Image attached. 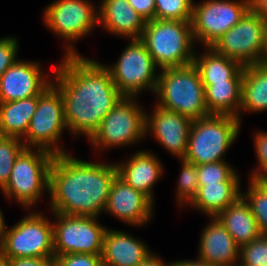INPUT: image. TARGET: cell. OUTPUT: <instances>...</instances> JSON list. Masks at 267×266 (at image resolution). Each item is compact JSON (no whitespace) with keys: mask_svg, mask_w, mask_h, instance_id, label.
<instances>
[{"mask_svg":"<svg viewBox=\"0 0 267 266\" xmlns=\"http://www.w3.org/2000/svg\"><path fill=\"white\" fill-rule=\"evenodd\" d=\"M62 58L52 66V83L63 98L68 132L73 137L81 135L89 140L123 95L104 63L83 55Z\"/></svg>","mask_w":267,"mask_h":266,"instance_id":"obj_1","label":"cell"},{"mask_svg":"<svg viewBox=\"0 0 267 266\" xmlns=\"http://www.w3.org/2000/svg\"><path fill=\"white\" fill-rule=\"evenodd\" d=\"M55 155L49 171V207L65 215L100 217L118 176L116 163Z\"/></svg>","mask_w":267,"mask_h":266,"instance_id":"obj_2","label":"cell"},{"mask_svg":"<svg viewBox=\"0 0 267 266\" xmlns=\"http://www.w3.org/2000/svg\"><path fill=\"white\" fill-rule=\"evenodd\" d=\"M154 95L156 105L191 120L210 115L205 102V87L194 63L160 70Z\"/></svg>","mask_w":267,"mask_h":266,"instance_id":"obj_3","label":"cell"},{"mask_svg":"<svg viewBox=\"0 0 267 266\" xmlns=\"http://www.w3.org/2000/svg\"><path fill=\"white\" fill-rule=\"evenodd\" d=\"M140 40L162 70L193 63L196 44L191 21H146Z\"/></svg>","mask_w":267,"mask_h":266,"instance_id":"obj_4","label":"cell"},{"mask_svg":"<svg viewBox=\"0 0 267 266\" xmlns=\"http://www.w3.org/2000/svg\"><path fill=\"white\" fill-rule=\"evenodd\" d=\"M55 155L39 148H24L15 160L6 186L1 190L7 200L28 212L49 193V171Z\"/></svg>","mask_w":267,"mask_h":266,"instance_id":"obj_5","label":"cell"},{"mask_svg":"<svg viewBox=\"0 0 267 266\" xmlns=\"http://www.w3.org/2000/svg\"><path fill=\"white\" fill-rule=\"evenodd\" d=\"M242 123L230 115L210 114L192 122L185 160L196 165L226 161V151L237 139Z\"/></svg>","mask_w":267,"mask_h":266,"instance_id":"obj_6","label":"cell"},{"mask_svg":"<svg viewBox=\"0 0 267 266\" xmlns=\"http://www.w3.org/2000/svg\"><path fill=\"white\" fill-rule=\"evenodd\" d=\"M138 97L123 96L103 118L100 127L89 139L96 152L139 144L146 138L145 109Z\"/></svg>","mask_w":267,"mask_h":266,"instance_id":"obj_7","label":"cell"},{"mask_svg":"<svg viewBox=\"0 0 267 266\" xmlns=\"http://www.w3.org/2000/svg\"><path fill=\"white\" fill-rule=\"evenodd\" d=\"M43 12L44 25L64 41V56L81 55L74 44L99 26L98 5L90 0H54Z\"/></svg>","mask_w":267,"mask_h":266,"instance_id":"obj_8","label":"cell"},{"mask_svg":"<svg viewBox=\"0 0 267 266\" xmlns=\"http://www.w3.org/2000/svg\"><path fill=\"white\" fill-rule=\"evenodd\" d=\"M68 130L60 90L51 83L39 96L26 135L21 139L26 148H39L53 155L70 153L62 147L61 137Z\"/></svg>","mask_w":267,"mask_h":266,"instance_id":"obj_9","label":"cell"},{"mask_svg":"<svg viewBox=\"0 0 267 266\" xmlns=\"http://www.w3.org/2000/svg\"><path fill=\"white\" fill-rule=\"evenodd\" d=\"M0 254L4 258L55 257L52 220L33 208L13 226L7 225Z\"/></svg>","mask_w":267,"mask_h":266,"instance_id":"obj_10","label":"cell"},{"mask_svg":"<svg viewBox=\"0 0 267 266\" xmlns=\"http://www.w3.org/2000/svg\"><path fill=\"white\" fill-rule=\"evenodd\" d=\"M128 43L117 62L104 64L105 67L123 96L138 97L145 91L154 94L160 69L140 39H130Z\"/></svg>","mask_w":267,"mask_h":266,"instance_id":"obj_11","label":"cell"},{"mask_svg":"<svg viewBox=\"0 0 267 266\" xmlns=\"http://www.w3.org/2000/svg\"><path fill=\"white\" fill-rule=\"evenodd\" d=\"M54 216V256L64 254L102 255L103 238L108 227L99 223V218L65 215L50 212Z\"/></svg>","mask_w":267,"mask_h":266,"instance_id":"obj_12","label":"cell"},{"mask_svg":"<svg viewBox=\"0 0 267 266\" xmlns=\"http://www.w3.org/2000/svg\"><path fill=\"white\" fill-rule=\"evenodd\" d=\"M193 2L192 34L196 45L211 47L235 26L250 9L249 0H204Z\"/></svg>","mask_w":267,"mask_h":266,"instance_id":"obj_13","label":"cell"},{"mask_svg":"<svg viewBox=\"0 0 267 266\" xmlns=\"http://www.w3.org/2000/svg\"><path fill=\"white\" fill-rule=\"evenodd\" d=\"M266 22L250 9L242 19L211 47L242 66L261 63Z\"/></svg>","mask_w":267,"mask_h":266,"instance_id":"obj_14","label":"cell"},{"mask_svg":"<svg viewBox=\"0 0 267 266\" xmlns=\"http://www.w3.org/2000/svg\"><path fill=\"white\" fill-rule=\"evenodd\" d=\"M153 106L152 113H146V136H153L168 153L184 159L193 120L156 104Z\"/></svg>","mask_w":267,"mask_h":266,"instance_id":"obj_15","label":"cell"},{"mask_svg":"<svg viewBox=\"0 0 267 266\" xmlns=\"http://www.w3.org/2000/svg\"><path fill=\"white\" fill-rule=\"evenodd\" d=\"M43 69L35 60L17 59L0 77V102L39 96L53 80Z\"/></svg>","mask_w":267,"mask_h":266,"instance_id":"obj_16","label":"cell"},{"mask_svg":"<svg viewBox=\"0 0 267 266\" xmlns=\"http://www.w3.org/2000/svg\"><path fill=\"white\" fill-rule=\"evenodd\" d=\"M154 203L117 176L112 184L104 212L130 226L145 227L154 213Z\"/></svg>","mask_w":267,"mask_h":266,"instance_id":"obj_17","label":"cell"},{"mask_svg":"<svg viewBox=\"0 0 267 266\" xmlns=\"http://www.w3.org/2000/svg\"><path fill=\"white\" fill-rule=\"evenodd\" d=\"M162 161L150 150L136 151L128 160L116 162L118 176L155 203L153 188L164 175Z\"/></svg>","mask_w":267,"mask_h":266,"instance_id":"obj_18","label":"cell"},{"mask_svg":"<svg viewBox=\"0 0 267 266\" xmlns=\"http://www.w3.org/2000/svg\"><path fill=\"white\" fill-rule=\"evenodd\" d=\"M201 233L197 259L218 266H238L240 247L216 217H210Z\"/></svg>","mask_w":267,"mask_h":266,"instance_id":"obj_19","label":"cell"},{"mask_svg":"<svg viewBox=\"0 0 267 266\" xmlns=\"http://www.w3.org/2000/svg\"><path fill=\"white\" fill-rule=\"evenodd\" d=\"M98 6L99 26L112 36L140 39L146 21L129 4L128 0H100Z\"/></svg>","mask_w":267,"mask_h":266,"instance_id":"obj_20","label":"cell"},{"mask_svg":"<svg viewBox=\"0 0 267 266\" xmlns=\"http://www.w3.org/2000/svg\"><path fill=\"white\" fill-rule=\"evenodd\" d=\"M140 238L107 228L103 238V266H137L153 251ZM149 247V248H148Z\"/></svg>","mask_w":267,"mask_h":266,"instance_id":"obj_21","label":"cell"},{"mask_svg":"<svg viewBox=\"0 0 267 266\" xmlns=\"http://www.w3.org/2000/svg\"><path fill=\"white\" fill-rule=\"evenodd\" d=\"M216 218L239 247L252 242L261 235L249 204L242 196L222 210Z\"/></svg>","mask_w":267,"mask_h":266,"instance_id":"obj_22","label":"cell"},{"mask_svg":"<svg viewBox=\"0 0 267 266\" xmlns=\"http://www.w3.org/2000/svg\"><path fill=\"white\" fill-rule=\"evenodd\" d=\"M241 185V182H221L199 186L197 195L188 205L208 218L216 217L241 196Z\"/></svg>","mask_w":267,"mask_h":266,"instance_id":"obj_23","label":"cell"},{"mask_svg":"<svg viewBox=\"0 0 267 266\" xmlns=\"http://www.w3.org/2000/svg\"><path fill=\"white\" fill-rule=\"evenodd\" d=\"M202 49L204 51L201 54L196 50L193 61L202 82L242 80L244 66L238 61L217 53L212 47H202Z\"/></svg>","mask_w":267,"mask_h":266,"instance_id":"obj_24","label":"cell"},{"mask_svg":"<svg viewBox=\"0 0 267 266\" xmlns=\"http://www.w3.org/2000/svg\"><path fill=\"white\" fill-rule=\"evenodd\" d=\"M267 111V65L258 63L244 66L242 78L241 108L242 113H258Z\"/></svg>","mask_w":267,"mask_h":266,"instance_id":"obj_25","label":"cell"},{"mask_svg":"<svg viewBox=\"0 0 267 266\" xmlns=\"http://www.w3.org/2000/svg\"><path fill=\"white\" fill-rule=\"evenodd\" d=\"M202 83L205 87V102L209 114L239 117L242 80Z\"/></svg>","mask_w":267,"mask_h":266,"instance_id":"obj_26","label":"cell"},{"mask_svg":"<svg viewBox=\"0 0 267 266\" xmlns=\"http://www.w3.org/2000/svg\"><path fill=\"white\" fill-rule=\"evenodd\" d=\"M38 106V96L0 102V136L22 139Z\"/></svg>","mask_w":267,"mask_h":266,"instance_id":"obj_27","label":"cell"},{"mask_svg":"<svg viewBox=\"0 0 267 266\" xmlns=\"http://www.w3.org/2000/svg\"><path fill=\"white\" fill-rule=\"evenodd\" d=\"M248 179V188L241 196L249 204L260 234L267 235V179Z\"/></svg>","mask_w":267,"mask_h":266,"instance_id":"obj_28","label":"cell"},{"mask_svg":"<svg viewBox=\"0 0 267 266\" xmlns=\"http://www.w3.org/2000/svg\"><path fill=\"white\" fill-rule=\"evenodd\" d=\"M181 171L179 174L176 187V200L181 208L188 204L197 195L199 189L198 180V165L188 162L185 159H180Z\"/></svg>","mask_w":267,"mask_h":266,"instance_id":"obj_29","label":"cell"},{"mask_svg":"<svg viewBox=\"0 0 267 266\" xmlns=\"http://www.w3.org/2000/svg\"><path fill=\"white\" fill-rule=\"evenodd\" d=\"M199 186L221 182H241L239 173L228 161L198 165Z\"/></svg>","mask_w":267,"mask_h":266,"instance_id":"obj_30","label":"cell"},{"mask_svg":"<svg viewBox=\"0 0 267 266\" xmlns=\"http://www.w3.org/2000/svg\"><path fill=\"white\" fill-rule=\"evenodd\" d=\"M24 148L18 137L0 136V190L6 186L15 160Z\"/></svg>","mask_w":267,"mask_h":266,"instance_id":"obj_31","label":"cell"},{"mask_svg":"<svg viewBox=\"0 0 267 266\" xmlns=\"http://www.w3.org/2000/svg\"><path fill=\"white\" fill-rule=\"evenodd\" d=\"M194 0H155V19L191 21Z\"/></svg>","mask_w":267,"mask_h":266,"instance_id":"obj_32","label":"cell"},{"mask_svg":"<svg viewBox=\"0 0 267 266\" xmlns=\"http://www.w3.org/2000/svg\"><path fill=\"white\" fill-rule=\"evenodd\" d=\"M238 266H267V235L240 247Z\"/></svg>","mask_w":267,"mask_h":266,"instance_id":"obj_33","label":"cell"},{"mask_svg":"<svg viewBox=\"0 0 267 266\" xmlns=\"http://www.w3.org/2000/svg\"><path fill=\"white\" fill-rule=\"evenodd\" d=\"M253 138L257 167L252 169L249 178L267 179V132L257 130Z\"/></svg>","mask_w":267,"mask_h":266,"instance_id":"obj_34","label":"cell"},{"mask_svg":"<svg viewBox=\"0 0 267 266\" xmlns=\"http://www.w3.org/2000/svg\"><path fill=\"white\" fill-rule=\"evenodd\" d=\"M19 47L16 36L0 38V77L18 59Z\"/></svg>","mask_w":267,"mask_h":266,"instance_id":"obj_35","label":"cell"},{"mask_svg":"<svg viewBox=\"0 0 267 266\" xmlns=\"http://www.w3.org/2000/svg\"><path fill=\"white\" fill-rule=\"evenodd\" d=\"M54 260L55 266H103L101 255L64 254L54 257Z\"/></svg>","mask_w":267,"mask_h":266,"instance_id":"obj_36","label":"cell"},{"mask_svg":"<svg viewBox=\"0 0 267 266\" xmlns=\"http://www.w3.org/2000/svg\"><path fill=\"white\" fill-rule=\"evenodd\" d=\"M8 266H55L54 257L5 258Z\"/></svg>","mask_w":267,"mask_h":266,"instance_id":"obj_37","label":"cell"},{"mask_svg":"<svg viewBox=\"0 0 267 266\" xmlns=\"http://www.w3.org/2000/svg\"><path fill=\"white\" fill-rule=\"evenodd\" d=\"M128 2L145 21L155 19V0H128Z\"/></svg>","mask_w":267,"mask_h":266,"instance_id":"obj_38","label":"cell"},{"mask_svg":"<svg viewBox=\"0 0 267 266\" xmlns=\"http://www.w3.org/2000/svg\"><path fill=\"white\" fill-rule=\"evenodd\" d=\"M249 7L252 12L267 22V0H249Z\"/></svg>","mask_w":267,"mask_h":266,"instance_id":"obj_39","label":"cell"},{"mask_svg":"<svg viewBox=\"0 0 267 266\" xmlns=\"http://www.w3.org/2000/svg\"><path fill=\"white\" fill-rule=\"evenodd\" d=\"M152 252L148 257L137 266H172V261L169 263H166L162 258L159 257V255H156Z\"/></svg>","mask_w":267,"mask_h":266,"instance_id":"obj_40","label":"cell"},{"mask_svg":"<svg viewBox=\"0 0 267 266\" xmlns=\"http://www.w3.org/2000/svg\"><path fill=\"white\" fill-rule=\"evenodd\" d=\"M172 266H218L214 264H210L209 262H204L199 259H184V260H176L172 261Z\"/></svg>","mask_w":267,"mask_h":266,"instance_id":"obj_41","label":"cell"},{"mask_svg":"<svg viewBox=\"0 0 267 266\" xmlns=\"http://www.w3.org/2000/svg\"><path fill=\"white\" fill-rule=\"evenodd\" d=\"M261 63L267 65V22L265 24V30H264V47L261 57Z\"/></svg>","mask_w":267,"mask_h":266,"instance_id":"obj_42","label":"cell"},{"mask_svg":"<svg viewBox=\"0 0 267 266\" xmlns=\"http://www.w3.org/2000/svg\"><path fill=\"white\" fill-rule=\"evenodd\" d=\"M6 227H7V224L5 223V220H4V214L2 213L0 209V244L3 240V235L5 233Z\"/></svg>","mask_w":267,"mask_h":266,"instance_id":"obj_43","label":"cell"},{"mask_svg":"<svg viewBox=\"0 0 267 266\" xmlns=\"http://www.w3.org/2000/svg\"><path fill=\"white\" fill-rule=\"evenodd\" d=\"M0 266H8L7 260L0 254Z\"/></svg>","mask_w":267,"mask_h":266,"instance_id":"obj_44","label":"cell"}]
</instances>
